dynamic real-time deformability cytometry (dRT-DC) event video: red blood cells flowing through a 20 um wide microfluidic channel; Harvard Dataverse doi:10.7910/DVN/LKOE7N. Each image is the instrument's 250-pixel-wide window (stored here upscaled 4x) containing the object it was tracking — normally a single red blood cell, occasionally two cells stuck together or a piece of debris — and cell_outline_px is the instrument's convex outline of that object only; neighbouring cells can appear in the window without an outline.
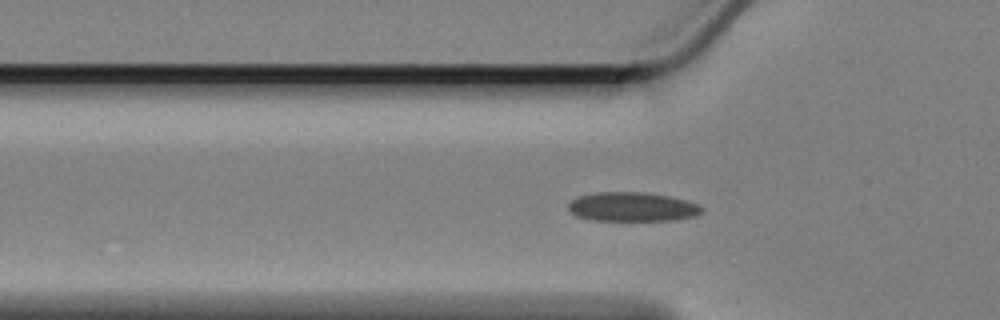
{"species": "Egyptian fruit bat (a non-hibernating species)", "species_latin": "Rousettus aegyptiacus", "temperature_condition": "cold", "stored_images_in_passage": 27, "camera_frame_rate_fps": 3000, "um_per_image_px": 0.085, "animal": {"sex": "female"}, "frame": {"image": 1, "passage_image": 2, "time_ms": 0.333, "image_size_px": [1000, 320], "cell_outline_px": [[704, 212], [696, 216], [676, 220], [588, 220], [576, 216], [568, 208], [568, 204], [572, 200], [580, 196], [596, 192], [644, 192], [668, 196], [684, 200], [696, 204], [704, 208]], "centroid_in_image_um": [53.75, 17.59], "position_along_channel_um": 72.0, "area_um2": 22.66}}
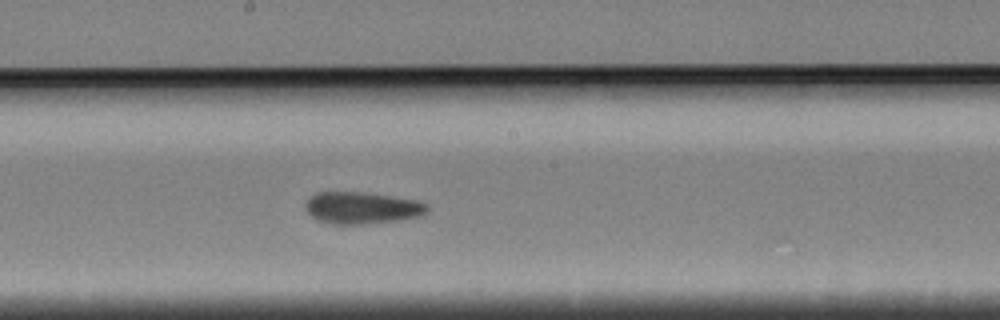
{"frame": {"image": 2, "passage_image": 15, "time_ms": 4.667, "image_size_px": [1000, 320], "cell_outline_px": [[428, 212], [424, 216], [396, 220], [360, 224], [332, 224], [320, 220], [312, 216], [304, 208], [304, 204], [316, 192], [368, 192], [416, 200], [428, 204]], "centroid_in_image_um": [30.8, 17.66], "position_along_channel_um": 217.4, "area_um2": 22.66}}
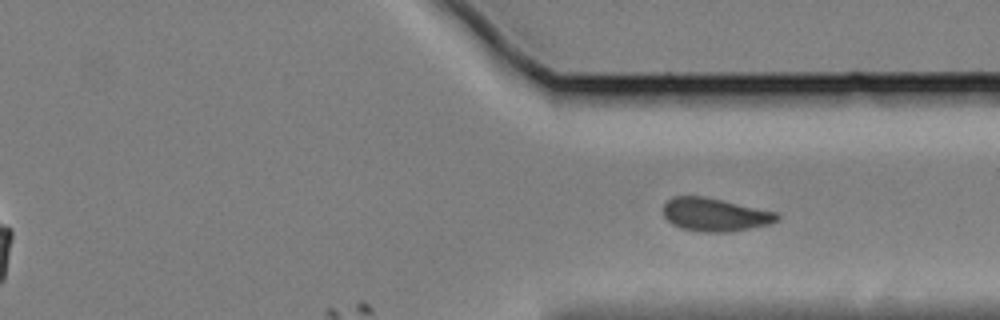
{"frame": {"image": 3, "passage_image": 27, "time_ms": 8.667, "image_size_px": [1000, 320], "cell_outline_px": [[780, 220], [768, 224], [732, 232], [704, 232], [680, 228], [672, 224], [664, 216], [664, 204], [672, 196], [704, 196], [776, 212], [780, 216]], "centroid_in_image_um": [60.76, 18.25], "position_along_channel_um": 350.6, "area_um2": 21.96}}